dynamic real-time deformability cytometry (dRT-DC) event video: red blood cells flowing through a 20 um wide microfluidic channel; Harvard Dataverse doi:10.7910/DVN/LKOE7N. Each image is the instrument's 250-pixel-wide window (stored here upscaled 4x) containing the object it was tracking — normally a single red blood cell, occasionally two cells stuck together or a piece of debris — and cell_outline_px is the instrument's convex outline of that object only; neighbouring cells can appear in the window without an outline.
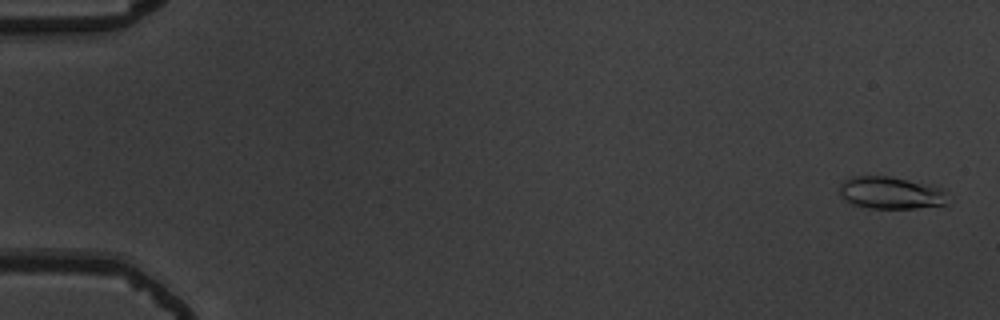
{"species": "common noctule bat (a hibernating species)", "species_latin": "Nyctalus noctula", "temperature_condition": "warm", "stored_images_in_passage": 54, "camera_frame_rate_fps": 3000, "um_per_image_px": 0.085, "animal": {"sex": "male", "body_mass_g": 19.5, "forearm_length_mm": 54.6}, "frame": {"image": 1, "passage_image": 2, "time_ms": 0.333, "image_size_px": [1000, 320], "cell_outline_px": [[952, 200], [948, 204], [916, 208], [872, 208], [852, 204], [840, 196], [840, 184], [848, 176], [888, 176], [932, 184], [944, 188]], "centroid_in_image_um": [75.8, 16.38], "position_along_channel_um": 9.2, "area_um2": 20.87}}
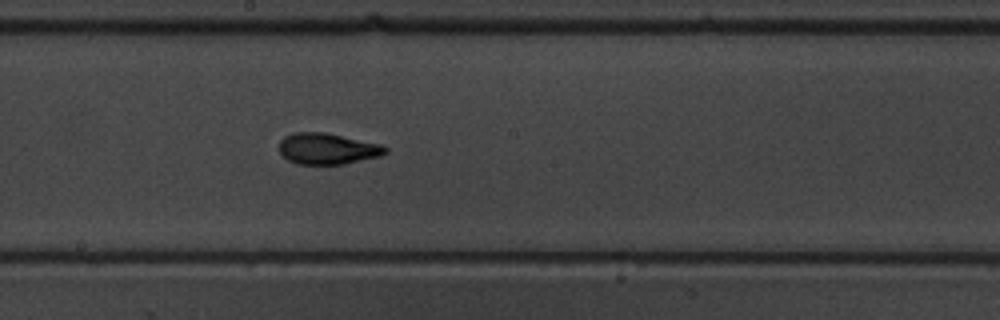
{"frame": {"image": 2, "passage_image": 31, "time_ms": 10.0, "image_size_px": [1000, 320], "cell_outline_px": [[388, 152], [380, 156], [344, 164], [296, 164], [288, 160], [280, 152], [280, 140], [284, 136], [296, 132], [324, 132], [380, 144], [388, 148]], "centroid_in_image_um": [27.83, 12.64], "position_along_channel_um": 220.4, "area_um2": 19.19}}
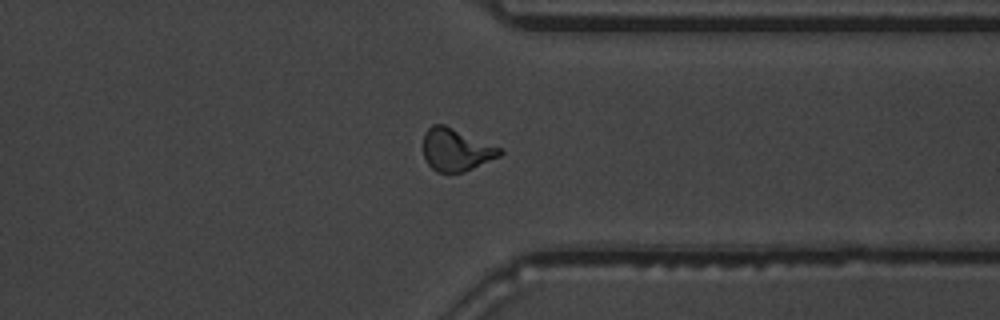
{"frame": {"image": 3, "passage_image": 43, "time_ms": 14.0, "image_size_px": [1000, 320], "cell_outline_px": [[504, 152], [500, 156], [464, 172], [436, 172], [428, 164], [424, 156], [424, 132], [432, 124], [444, 124], [500, 148]], "centroid_in_image_um": [38.75, 12.73], "position_along_channel_um": 372.7, "area_um2": 18.73}, "authors_computed_cell_mechanics": {"area_um2": 18.7272, "velocity_mm_per_s": 3.838, "shape_relaxation_time_tau1_ms": 4.6837, "shape_relaxation_time_tau2_ms": 1.5251, "deformation_change_tau1": 0.2018, "deformation_change_tau2": 0.0895}}